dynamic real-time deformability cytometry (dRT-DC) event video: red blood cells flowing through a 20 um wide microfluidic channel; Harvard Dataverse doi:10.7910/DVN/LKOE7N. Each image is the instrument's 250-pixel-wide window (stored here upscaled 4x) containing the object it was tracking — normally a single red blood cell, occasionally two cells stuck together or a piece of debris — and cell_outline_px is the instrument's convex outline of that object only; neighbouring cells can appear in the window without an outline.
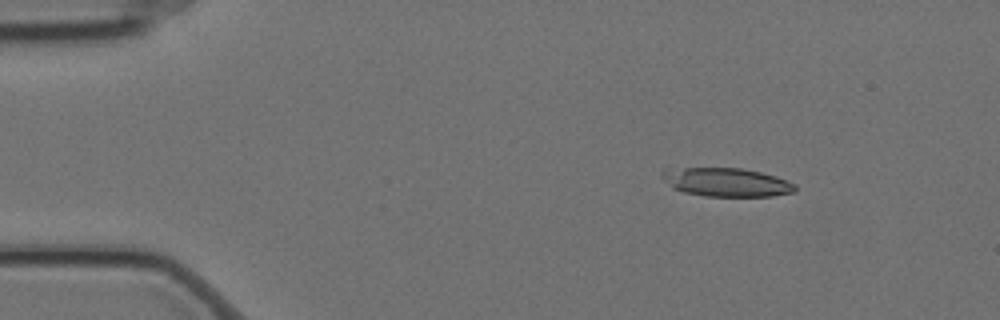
{"species": "Egyptian fruit bat (a non-hibernating species)", "species_latin": "Rousettus aegyptiacus", "temperature_condition": "cold", "stored_images_in_passage": 6, "camera_frame_rate_fps": 3000, "um_per_image_px": 0.085, "animal": {"sex": "female"}, "frame": {"image": 1, "passage_image": 3, "time_ms": 0.667, "image_size_px": [1000, 320], "cell_outline_px": [[796, 192], [772, 196], [704, 196], [684, 192], [672, 188], [660, 176], [660, 172], [664, 168], [740, 168], [760, 172], [776, 176], [796, 184]], "centroid_in_image_um": [61.72, 15.48], "position_along_channel_um": 23.3, "area_um2": 22.37}}
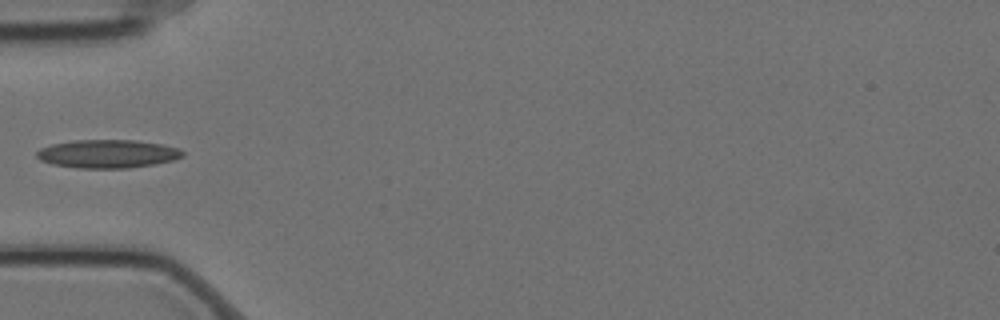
{"frame": {"image": 2, "passage_image": 6, "time_ms": 1.667, "image_size_px": [1000, 320], "cell_outline_px": [[184, 156], [172, 160], [152, 164], [128, 168], [76, 168], [52, 164], [40, 160], [36, 156], [36, 152], [40, 148], [52, 144], [72, 140], [136, 140], [160, 144], [180, 148], [184, 152]], "centroid_in_image_um": [9.12, 13.07], "position_along_channel_um": 75.9, "area_um2": 24.1}}